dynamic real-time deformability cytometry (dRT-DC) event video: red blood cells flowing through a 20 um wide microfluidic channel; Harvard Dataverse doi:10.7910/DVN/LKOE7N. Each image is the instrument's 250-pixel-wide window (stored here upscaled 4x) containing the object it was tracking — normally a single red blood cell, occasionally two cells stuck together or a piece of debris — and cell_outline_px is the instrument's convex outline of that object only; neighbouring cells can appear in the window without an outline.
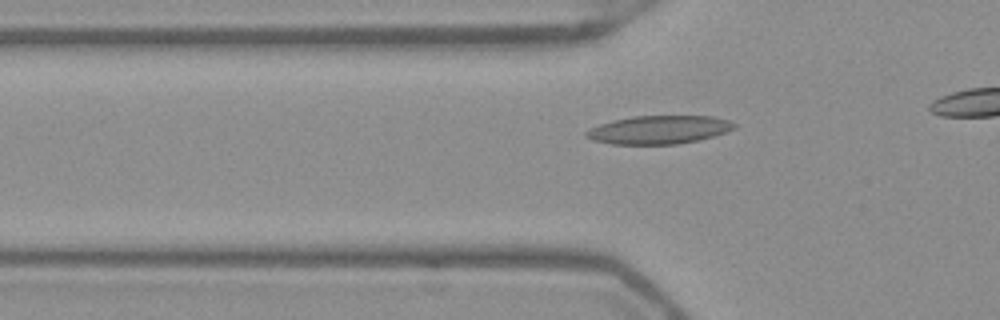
{"species": "Egyptian fruit bat (a non-hibernating species)", "species_latin": "Rousettus aegyptiacus", "temperature_condition": "warm", "stored_images_in_passage": 38, "camera_frame_rate_fps": 3000, "um_per_image_px": 0.085, "frame": {"image": 1, "passage_image": 13, "time_ms": 4.0, "image_size_px": [1000, 320], "cell_outline_px": [[736, 128], [712, 136], [680, 144], [612, 144], [592, 140], [584, 136], [584, 132], [600, 124], [612, 120], [632, 116], [712, 116], [728, 120], [736, 124]], "centroid_in_image_um": [55.98, 11.02], "position_along_channel_um": 69.8, "area_um2": 24.33}}
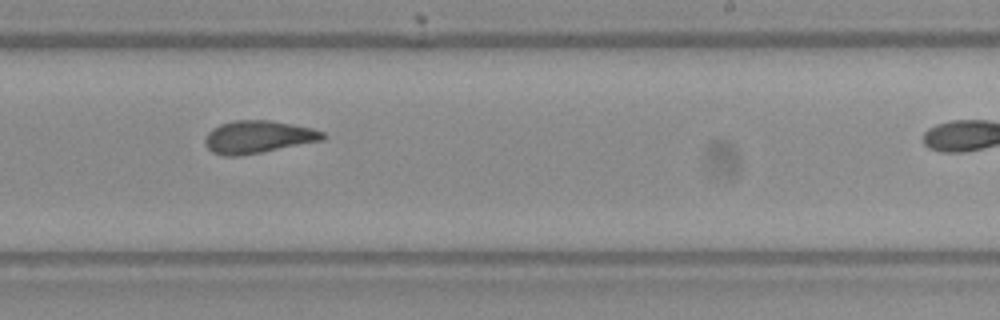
{"frame": {"image": 2, "passage_image": 28, "time_ms": 9.0, "image_size_px": [1000, 320], "cell_outline_px": [[328, 136], [324, 140], [240, 156], [224, 156], [212, 152], [204, 144], [204, 136], [212, 128], [220, 124], [236, 120], [268, 120], [292, 124], [312, 128], [324, 132]], "centroid_in_image_um": [21.92, 11.64], "position_along_channel_um": 267.1, "area_um2": 22.48}}
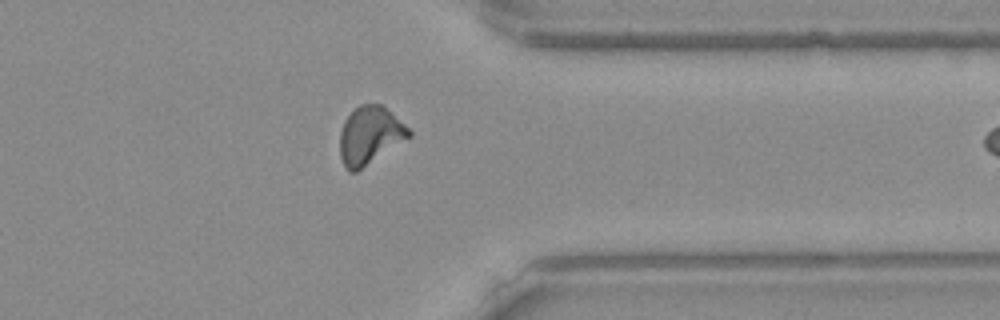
{"frame": {"image": 3, "passage_image": 37, "time_ms": 12.0, "image_size_px": [1000, 320], "cell_outline_px": [[412, 136], [356, 172], [348, 172], [344, 168], [340, 156], [340, 132], [344, 120], [360, 104], [384, 104], [412, 132]], "centroid_in_image_um": [31.44, 11.51], "position_along_channel_um": 380.0, "area_um2": 23.35}}